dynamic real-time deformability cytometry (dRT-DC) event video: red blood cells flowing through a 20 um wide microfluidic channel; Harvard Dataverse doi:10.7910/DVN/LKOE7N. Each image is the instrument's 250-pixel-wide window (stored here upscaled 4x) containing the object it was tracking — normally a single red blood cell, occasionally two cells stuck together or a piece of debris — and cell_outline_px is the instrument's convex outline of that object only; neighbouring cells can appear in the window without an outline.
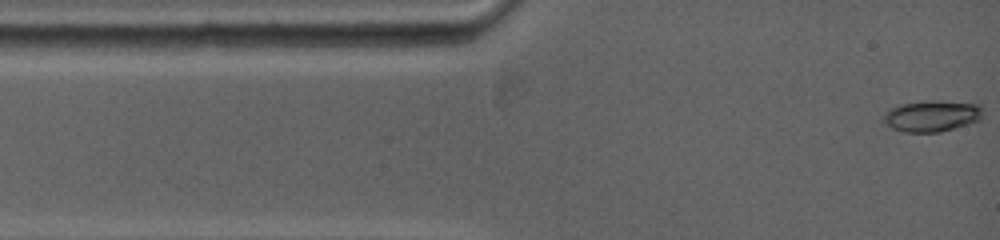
{"species": "common noctule bat (a hibernating species)", "species_latin": "Nyctalus noctula", "temperature_condition": "warm", "stored_images_in_passage": 55, "camera_frame_rate_fps": 5000, "um_per_image_px": 0.085, "animal": {"sex": "female", "body_mass_g": 19.0, "forearm_length_mm": 53.3}, "frame": {"image": 1, "passage_image": 1, "time_ms": 0.0, "image_size_px": [1000, 240], "cell_outline_px": [[980, 120], [968, 124], [940, 132], [904, 132], [892, 128], [880, 120], [888, 108], [900, 104], [924, 100], [976, 100], [980, 104]], "centroid_in_image_um": [79.22, 9.81], "position_along_channel_um": 5.8, "area_um2": 18.84}}
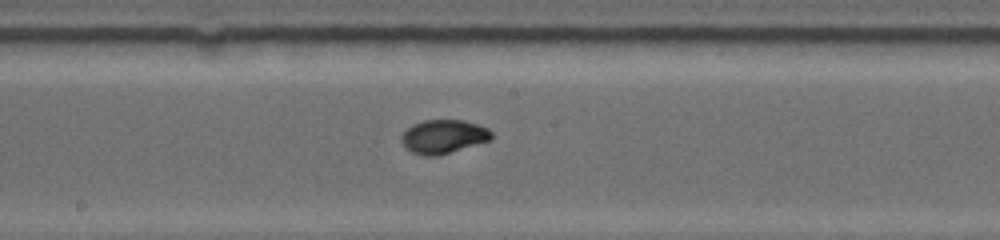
{"frame": {"image": 2, "passage_image": 21, "time_ms": 6.6, "image_size_px": [1000, 240], "cell_outline_px": [[492, 140], [440, 156], [424, 156], [412, 152], [400, 140], [400, 136], [412, 124], [424, 120], [464, 120], [488, 128], [492, 132]], "centroid_in_image_um": [37.72, 11.62], "position_along_channel_um": 210.5, "area_um2": 17.86}}
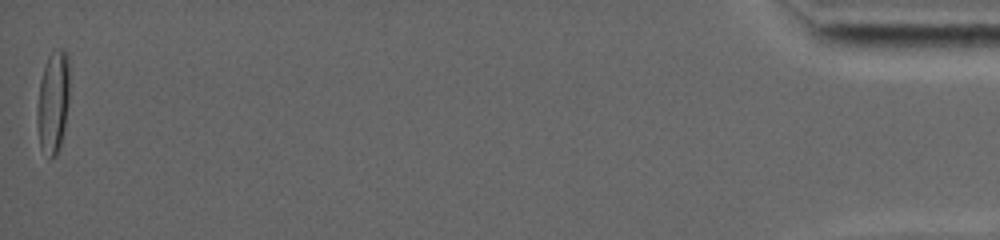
{"frame": {"image": 3, "passage_image": 55, "time_ms": 16.4, "image_size_px": [1000, 240], "cell_outline_px": [[68, 100], [64, 128], [60, 144], [56, 156], [52, 160], [48, 160], [40, 148], [36, 120], [36, 112], [40, 80], [48, 56], [52, 48], [60, 48], [68, 52]], "centroid_in_image_um": [4.48, 8.7], "position_along_channel_um": 430.7, "area_um2": 19.65}, "authors_computed_cell_mechanics": {"area_um2": 17.3978, "velocity_mm_per_s": 3.8688, "shape_relaxation_time_tau1_ms": 5.0389, "shape_relaxation_time_tau2_ms": null, "deformation_change_tau1": 0.1946, "deformation_change_tau2": null}}